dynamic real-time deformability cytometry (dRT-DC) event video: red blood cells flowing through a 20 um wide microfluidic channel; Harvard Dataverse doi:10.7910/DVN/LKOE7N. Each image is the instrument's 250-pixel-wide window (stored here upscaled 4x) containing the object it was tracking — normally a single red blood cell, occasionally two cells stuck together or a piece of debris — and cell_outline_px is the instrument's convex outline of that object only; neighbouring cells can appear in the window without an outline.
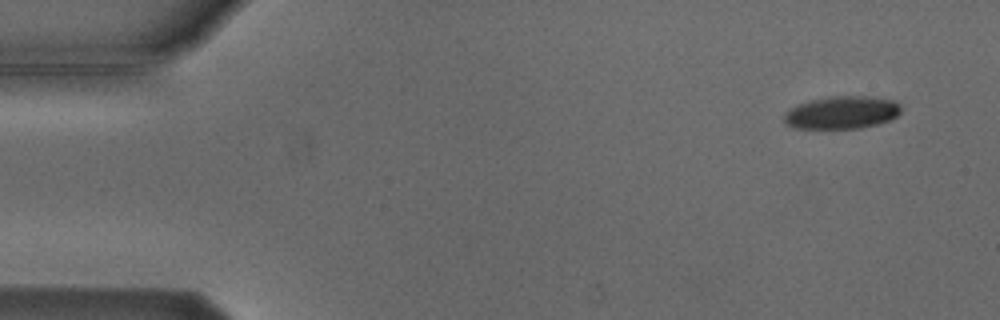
{"species": "Egyptian fruit bat (a non-hibernating species)", "species_latin": "Rousettus aegyptiacus", "temperature_condition": "cold", "stored_images_in_passage": 4, "camera_frame_rate_fps": 3000, "um_per_image_px": 0.085, "animal": {"sex": "male"}, "frame": {"image": 1, "passage_image": 1, "time_ms": 0.0, "image_size_px": [1000, 320], "cell_outline_px": [[900, 112], [896, 116], [888, 120], [876, 124], [860, 128], [792, 128], [784, 124], [784, 112], [788, 108], [812, 100], [832, 96], [872, 96], [896, 100], [900, 104]], "centroid_in_image_um": [71.54, 9.56], "position_along_channel_um": 13.5, "area_um2": 22.37}}
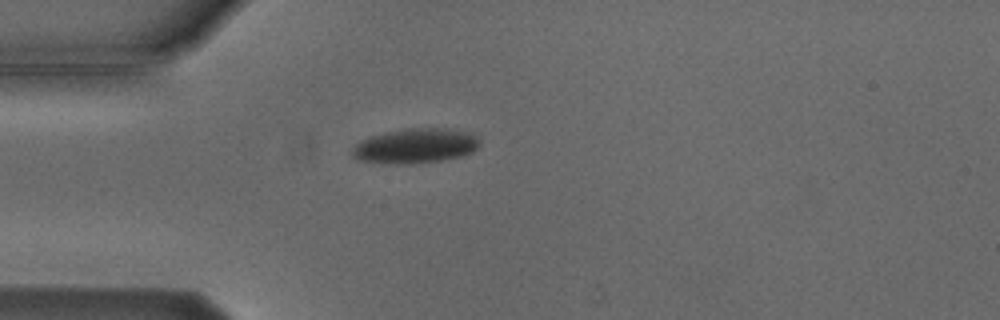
{"frame": {"image": 2, "passage_image": 4, "time_ms": 3.667, "image_size_px": [1000, 320], "cell_outline_px": [[480, 144], [472, 152], [460, 156], [440, 160], [416, 164], [380, 164], [356, 160], [352, 156], [352, 148], [356, 144], [368, 136], [384, 132], [408, 128], [444, 128], [464, 132], [476, 136], [480, 140]], "centroid_in_image_um": [35.23, 12.42], "position_along_channel_um": 49.8, "area_um2": 26.07}}